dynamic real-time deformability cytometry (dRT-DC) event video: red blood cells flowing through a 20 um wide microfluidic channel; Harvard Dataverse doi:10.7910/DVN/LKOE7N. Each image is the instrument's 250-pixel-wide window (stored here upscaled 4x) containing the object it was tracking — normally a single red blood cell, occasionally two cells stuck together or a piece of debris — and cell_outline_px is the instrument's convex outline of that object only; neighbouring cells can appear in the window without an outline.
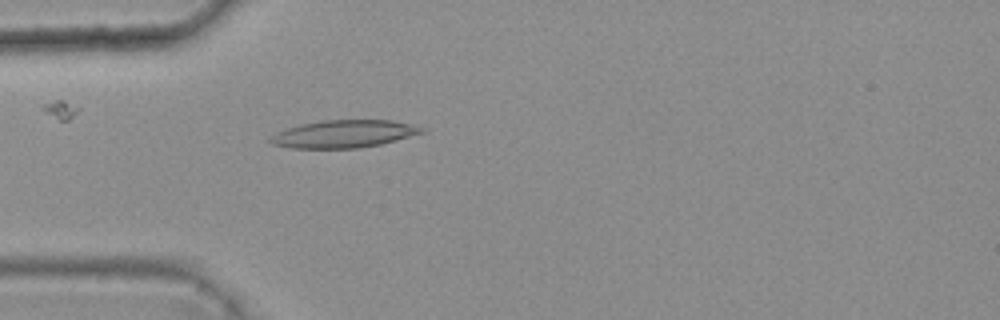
{"species": "common noctule bat (a hibernating species)", "species_latin": "Nyctalus noctula", "temperature_condition": "warm", "stored_images_in_passage": 2, "camera_frame_rate_fps": 3000, "um_per_image_px": 0.085, "animal": {"sex": "female", "body_mass_g": 25.1}, "frame": {"image": 1, "passage_image": 2, "time_ms": 0.333, "image_size_px": [1000, 320], "cell_outline_px": [[424, 132], [380, 144], [356, 148], [292, 148], [272, 144], [268, 140], [276, 132], [300, 124], [324, 120], [392, 120], [412, 124], [424, 128]], "centroid_in_image_um": [29.2, 11.38], "position_along_channel_um": 55.8, "area_um2": 24.1}}